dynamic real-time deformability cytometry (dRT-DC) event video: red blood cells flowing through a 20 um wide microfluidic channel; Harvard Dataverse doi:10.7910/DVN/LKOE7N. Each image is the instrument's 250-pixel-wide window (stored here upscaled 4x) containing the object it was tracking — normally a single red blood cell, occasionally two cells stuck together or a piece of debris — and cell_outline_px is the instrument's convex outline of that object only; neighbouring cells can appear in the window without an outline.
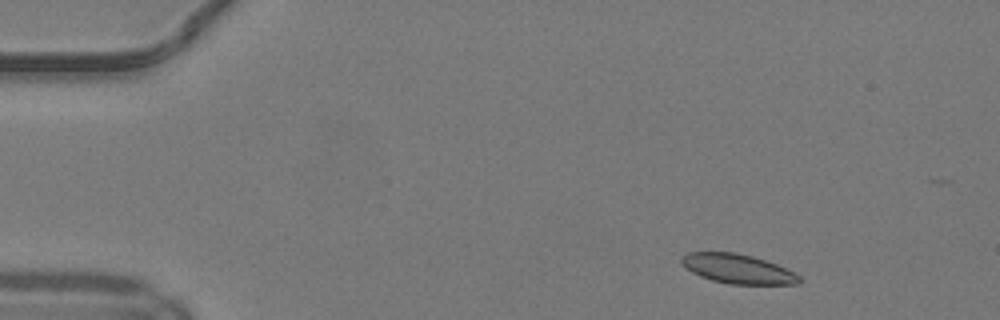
{"species": "common noctule bat (a hibernating species)", "species_latin": "Nyctalus noctula", "temperature_condition": "warm", "stored_images_in_passage": 44, "camera_frame_rate_fps": 3000, "um_per_image_px": 0.085, "animal": {"sex": "male", "body_mass_g": 19.2, "forearm_length_mm": 51.8}, "frame": {"image": 1, "passage_image": 1, "time_ms": 0.0, "image_size_px": [1000, 320], "cell_outline_px": [[804, 280], [800, 284], [732, 284], [712, 280], [700, 276], [692, 272], [680, 264], [680, 256], [688, 252], [736, 252], [752, 256], [776, 264], [796, 272]], "centroid_in_image_um": [62.72, 22.85], "position_along_channel_um": 22.3, "area_um2": 20.4}}
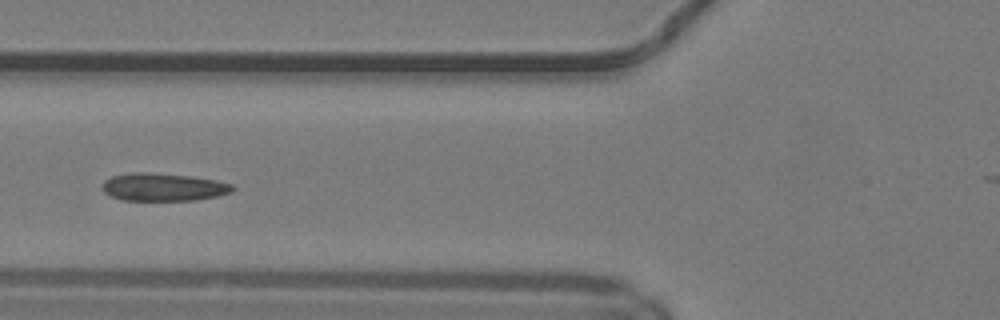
{"frame": {"image": 2, "passage_image": 14, "time_ms": 4.333, "image_size_px": [1000, 320], "cell_outline_px": [[236, 188], [232, 192], [216, 196], [192, 200], [124, 200], [112, 196], [104, 192], [104, 180], [112, 176], [132, 172], [148, 172], [192, 176], [216, 180], [232, 184]], "centroid_in_image_um": [13.91, 15.89], "position_along_channel_um": 111.9, "area_um2": 20.98}}
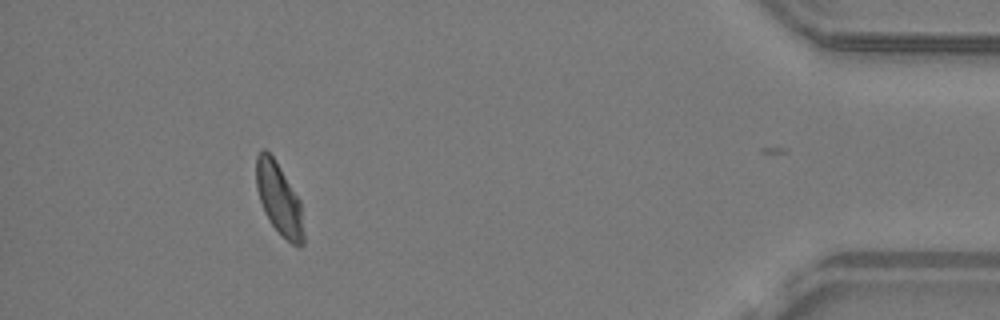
{"frame": {"image": 3, "passage_image": 40, "time_ms": 13.0, "image_size_px": [1000, 320], "cell_outline_px": [[304, 244], [300, 248], [292, 244], [272, 224], [264, 212], [256, 188], [256, 156], [260, 148], [264, 148], [276, 160], [300, 200], [304, 232]], "centroid_in_image_um": [23.72, 16.88], "position_along_channel_um": 411.5, "area_um2": 19.83}, "authors_computed_cell_mechanics": {"area_um2": 20.9525, "velocity_mm_per_s": 4.1382, "shape_relaxation_time_tau1_ms": 4.7233, "shape_relaxation_time_tau2_ms": 1.2745, "deformation_change_tau1": 0.1478, "deformation_change_tau2": 0.0637}}